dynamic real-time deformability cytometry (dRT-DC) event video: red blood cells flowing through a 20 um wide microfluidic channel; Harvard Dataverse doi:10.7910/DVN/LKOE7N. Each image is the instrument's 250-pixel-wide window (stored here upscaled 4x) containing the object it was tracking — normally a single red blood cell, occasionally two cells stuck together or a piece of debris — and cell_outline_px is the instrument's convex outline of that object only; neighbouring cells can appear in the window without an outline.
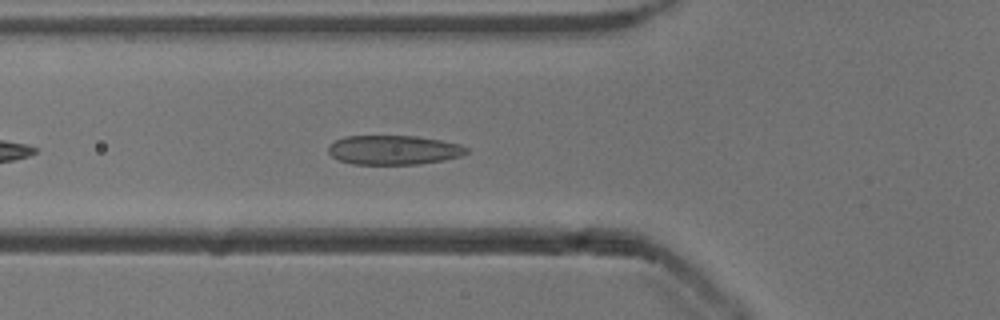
{"species": "common noctule bat (a hibernating species)", "species_latin": "Nyctalus noctula", "temperature_condition": "cold", "stored_images_in_passage": 26, "camera_frame_rate_fps": 3000, "um_per_image_px": 0.085, "animal": {"sex": "male", "body_mass_g": 13.3}, "frame": {"image": 1, "passage_image": 6, "time_ms": 1.667, "image_size_px": [1000, 320], "cell_outline_px": [[468, 152], [460, 156], [444, 160], [420, 164], [352, 164], [340, 160], [332, 156], [328, 152], [328, 144], [344, 136], [416, 136], [440, 140], [460, 144], [468, 148]], "centroid_in_image_um": [33.45, 12.74], "position_along_channel_um": 92.3, "area_um2": 23.64}}
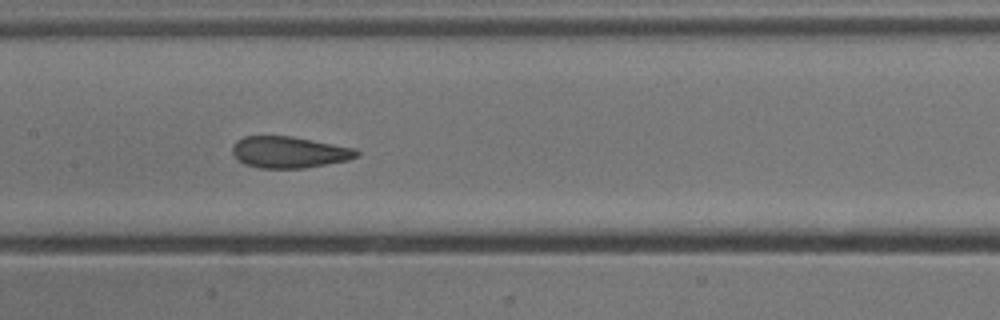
{"frame": {"image": 2, "passage_image": 13, "time_ms": 4.0, "image_size_px": [1000, 320], "cell_outline_px": [[360, 156], [348, 160], [304, 168], [260, 168], [244, 164], [232, 152], [232, 144], [236, 140], [244, 136], [292, 136], [356, 148], [360, 152]], "centroid_in_image_um": [24.6, 12.93], "position_along_channel_um": 182.8, "area_um2": 22.89}}
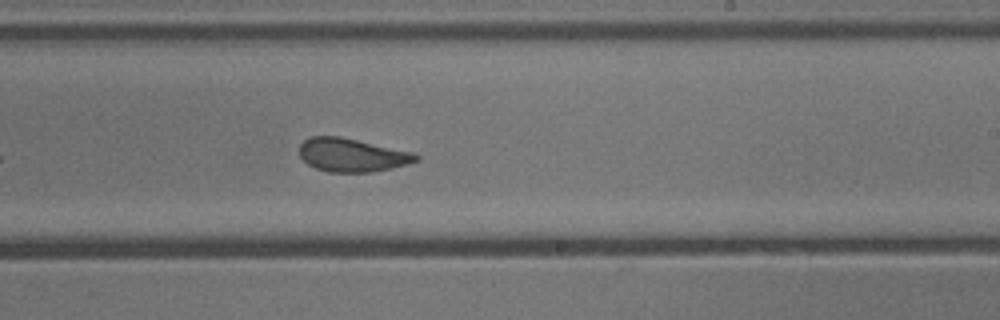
{"frame": {"image": 3, "passage_image": 19, "time_ms": 6.0, "image_size_px": [1000, 320], "cell_outline_px": [[420, 160], [408, 164], [392, 168], [372, 172], [328, 172], [316, 168], [308, 164], [300, 156], [300, 144], [304, 140], [312, 136], [340, 136], [416, 152], [420, 156]], "centroid_in_image_um": [29.98, 13.17], "position_along_channel_um": 259.0, "area_um2": 22.95}}